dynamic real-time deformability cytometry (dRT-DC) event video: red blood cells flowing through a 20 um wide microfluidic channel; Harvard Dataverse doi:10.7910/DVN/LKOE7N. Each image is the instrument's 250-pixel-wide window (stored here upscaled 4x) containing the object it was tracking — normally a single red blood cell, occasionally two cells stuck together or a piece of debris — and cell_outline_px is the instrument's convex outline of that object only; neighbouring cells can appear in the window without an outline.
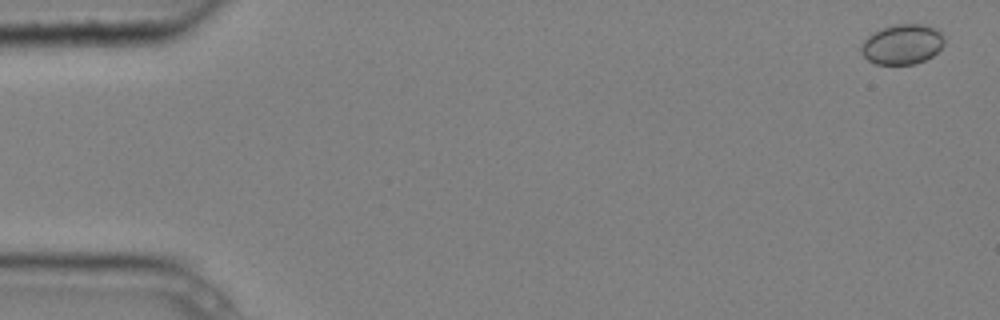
{"species": "common noctule bat (a hibernating species)", "species_latin": "Nyctalus noctula", "temperature_condition": "cold", "stored_images_in_passage": 5, "camera_frame_rate_fps": 3000, "um_per_image_px": 0.085, "animal": {"sex": "male", "body_mass_g": 20.4}, "frame": {"image": 1, "passage_image": 1, "time_ms": 0.0, "image_size_px": [1000, 320], "cell_outline_px": [[944, 44], [932, 56], [916, 64], [876, 64], [868, 60], [860, 52], [860, 48], [864, 40], [872, 32], [896, 24], [924, 24], [940, 28], [944, 36]], "centroid_in_image_um": [76.72, 3.75], "position_along_channel_um": 8.3, "area_um2": 19.59}}
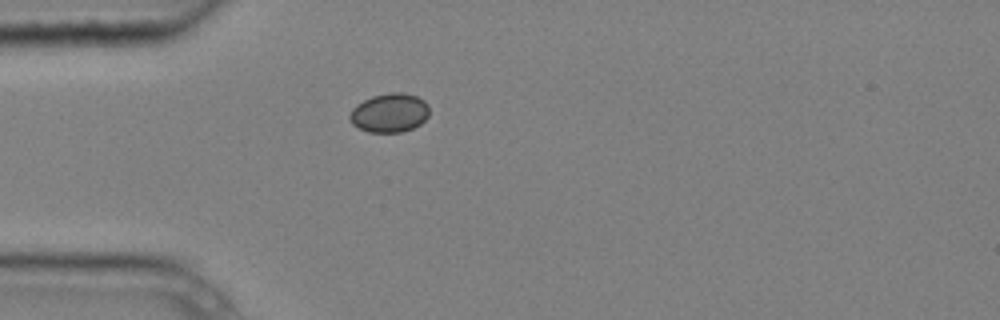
{"frame": {"image": 2, "passage_image": 5, "time_ms": 1.333, "image_size_px": [1000, 320], "cell_outline_px": [[428, 116], [420, 124], [412, 128], [400, 132], [368, 132], [352, 124], [348, 120], [348, 116], [352, 108], [356, 104], [372, 96], [392, 92], [404, 92], [416, 96], [424, 100], [428, 104]], "centroid_in_image_um": [33.08, 9.58], "position_along_channel_um": 51.9, "area_um2": 18.15}}